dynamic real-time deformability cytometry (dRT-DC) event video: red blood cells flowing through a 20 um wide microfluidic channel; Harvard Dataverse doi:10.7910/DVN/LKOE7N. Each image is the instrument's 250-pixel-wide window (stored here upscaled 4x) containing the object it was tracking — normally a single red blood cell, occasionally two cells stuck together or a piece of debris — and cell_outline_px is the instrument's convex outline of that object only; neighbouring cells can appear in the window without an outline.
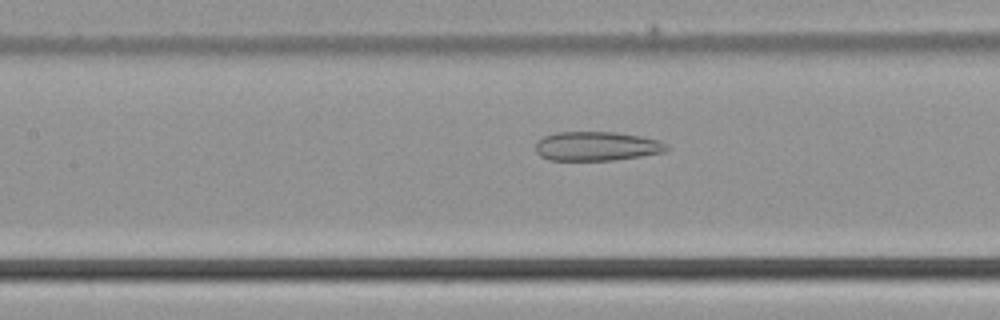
{"species": "common noctule bat (a hibernating species)", "species_latin": "Nyctalus noctula", "temperature_condition": "cold", "stored_images_in_passage": 49, "camera_frame_rate_fps": 3000, "um_per_image_px": 0.085, "animal": {"sex": "male", "body_mass_g": 21.5, "forearm_length_mm": 52.0}, "frame": {"image": 1, "passage_image": 22, "time_ms": 7.0, "image_size_px": [1000, 320], "cell_outline_px": [[672, 148], [664, 152], [640, 156], [612, 160], [548, 160], [540, 156], [536, 152], [536, 144], [544, 136], [556, 132], [616, 132], [640, 136], [660, 140], [668, 144]], "centroid_in_image_um": [50.76, 12.42], "position_along_channel_um": 156.6, "area_um2": 22.37}}
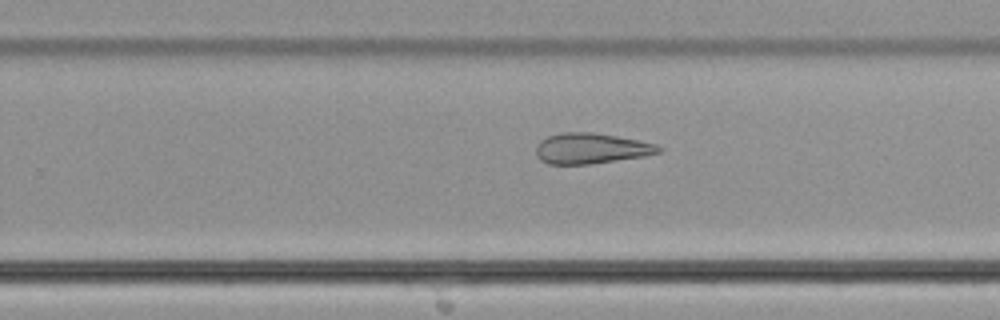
{"frame": {"image": 2, "passage_image": 31, "time_ms": 10.0, "image_size_px": [1000, 320], "cell_outline_px": [[664, 152], [644, 156], [588, 164], [548, 164], [540, 160], [536, 156], [536, 144], [540, 140], [548, 136], [560, 132], [592, 132], [616, 136], [656, 144], [664, 148]], "centroid_in_image_um": [50.23, 12.61], "position_along_channel_um": 279.6, "area_um2": 21.96}}
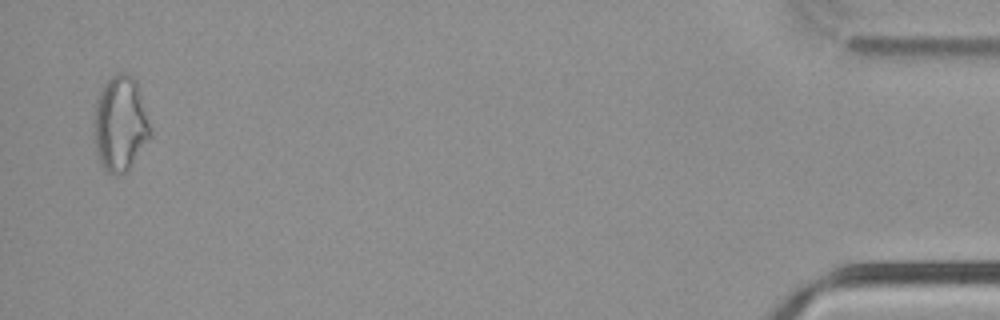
{"frame": {"image": 3, "passage_image": 48, "time_ms": 15.667, "image_size_px": [1000, 320], "cell_outline_px": [[152, 136], [132, 164], [124, 172], [108, 172], [100, 164], [96, 152], [96, 100], [100, 88], [116, 72], [124, 72], [132, 76], [136, 80], [140, 92], [152, 132]], "centroid_in_image_um": [10.25, 10.47], "position_along_channel_um": 424.9, "area_um2": 30.69}}